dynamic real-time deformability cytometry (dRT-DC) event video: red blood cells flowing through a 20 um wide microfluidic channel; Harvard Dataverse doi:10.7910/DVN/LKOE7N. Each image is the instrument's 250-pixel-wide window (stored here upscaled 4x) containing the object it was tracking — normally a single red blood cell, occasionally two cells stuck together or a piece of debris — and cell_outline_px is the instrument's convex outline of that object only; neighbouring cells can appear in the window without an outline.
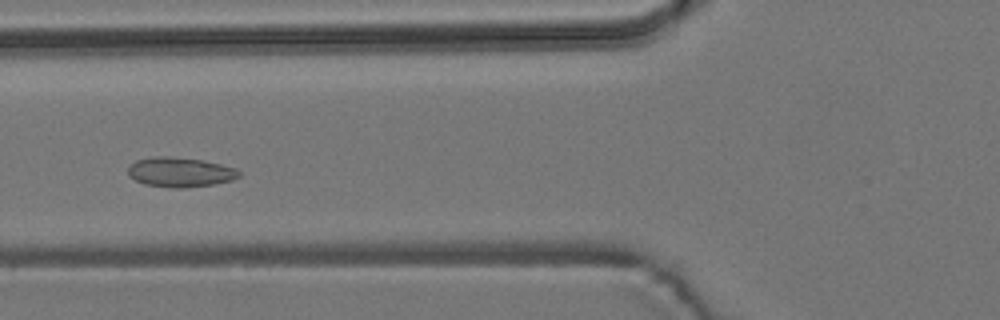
{"species": "common noctule bat (a hibernating species)", "species_latin": "Nyctalus noctula", "temperature_condition": "room temperature", "stored_images_in_passage": 53, "camera_frame_rate_fps": 3000, "um_per_image_px": 0.085, "animal": {"sex": "male", "body_mass_g": 19.2, "forearm_length_mm": 51.8}, "frame": {"image": 1, "passage_image": 18, "time_ms": 5.667, "image_size_px": [1000, 320], "cell_outline_px": [[240, 176], [232, 180], [212, 184], [184, 188], [172, 188], [144, 184], [128, 176], [128, 168], [136, 160], [156, 156], [168, 156], [200, 160], [220, 164], [236, 168], [240, 172]], "centroid_in_image_um": [15.3, 14.64], "position_along_channel_um": 110.5, "area_um2": 19.07}}
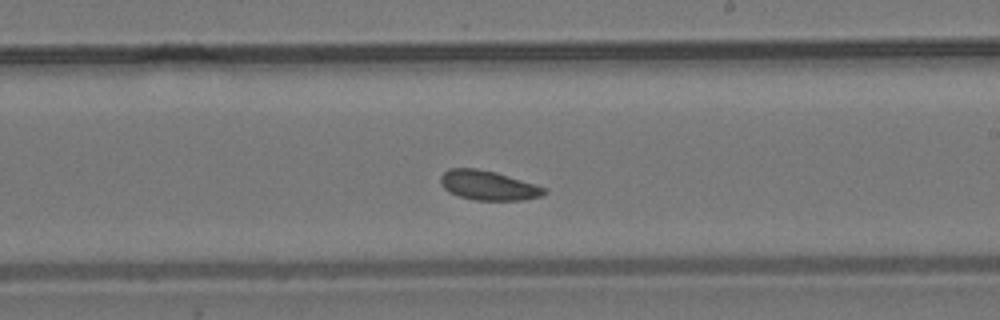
{"frame": {"image": 2, "passage_image": 29, "time_ms": 9.333, "image_size_px": [1000, 320], "cell_outline_px": [[548, 192], [540, 196], [524, 200], [476, 200], [460, 196], [448, 192], [440, 184], [440, 176], [448, 168], [476, 168], [496, 172], [548, 188]], "centroid_in_image_um": [41.5, 15.75], "position_along_channel_um": 247.5, "area_um2": 17.92}}
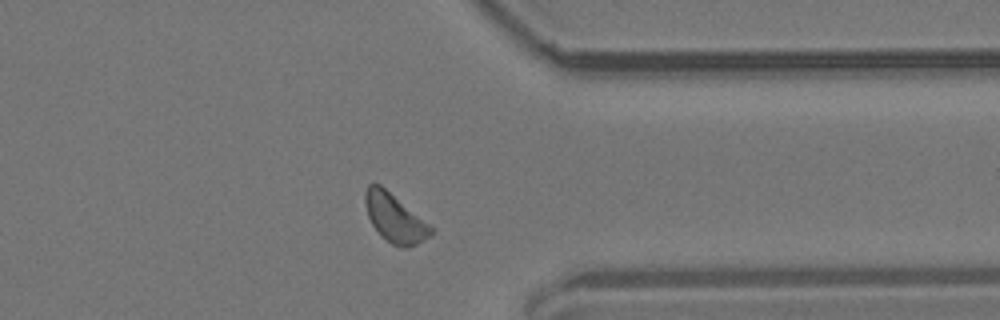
{"frame": {"image": 3, "passage_image": 40, "time_ms": 13.0, "image_size_px": [1000, 320], "cell_outline_px": [[436, 228], [432, 236], [408, 248], [404, 248], [392, 244], [380, 236], [372, 224], [368, 216], [364, 204], [364, 192], [368, 184], [380, 184], [432, 224]], "centroid_in_image_um": [33.6, 18.54], "position_along_channel_um": 377.8, "area_um2": 19.13}}